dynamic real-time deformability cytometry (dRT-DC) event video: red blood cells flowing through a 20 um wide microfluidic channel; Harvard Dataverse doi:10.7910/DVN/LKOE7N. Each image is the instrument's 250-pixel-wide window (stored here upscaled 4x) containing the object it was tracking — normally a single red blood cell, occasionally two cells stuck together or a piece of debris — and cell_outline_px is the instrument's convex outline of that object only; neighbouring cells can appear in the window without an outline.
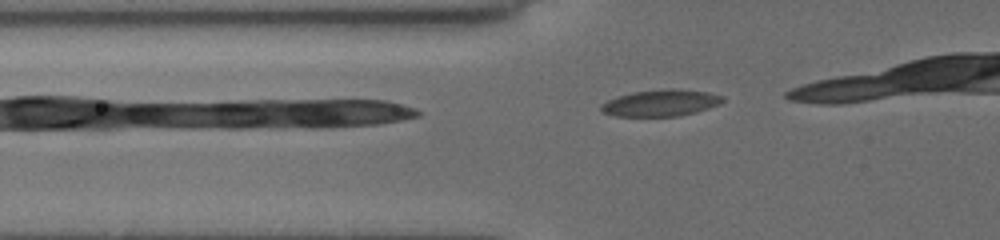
{"species": "common noctule bat (a hibernating species)", "species_latin": "Nyctalus noctula", "temperature_condition": "cold", "stored_images_in_passage": 9, "camera_frame_rate_fps": 3000, "um_per_image_px": 0.085, "animal": {"sex": "female", "body_mass_g": 19.5, "forearm_length_mm": 54.1}, "frame": {"image": 1, "passage_image": 4, "time_ms": 1.0, "image_size_px": [1000, 240], "cell_outline_px": [[724, 100], [720, 104], [696, 112], [680, 116], [616, 116], [604, 112], [600, 108], [600, 104], [608, 100], [632, 92], [672, 88], [704, 92], [724, 96]], "centroid_in_image_um": [56.18, 8.75], "position_along_channel_um": 69.6, "area_um2": 18.61}}
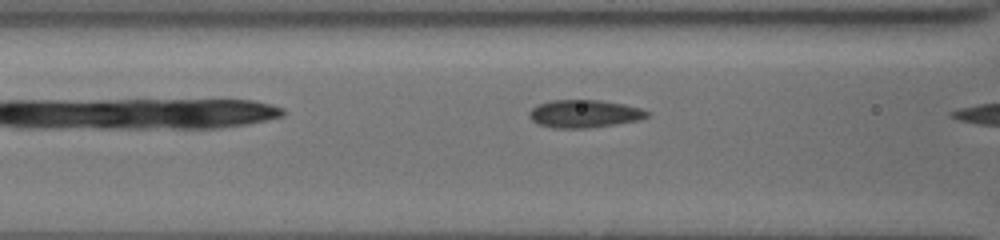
{"frame": {"image": 2, "passage_image": 8, "time_ms": 2.333, "image_size_px": [1000, 240], "cell_outline_px": [[648, 116], [636, 120], [588, 128], [552, 128], [540, 124], [532, 120], [528, 116], [528, 112], [536, 104], [548, 100], [600, 100], [624, 104], [640, 108], [648, 112]], "centroid_in_image_um": [49.59, 9.65], "position_along_channel_um": 117.0, "area_um2": 18.96}}